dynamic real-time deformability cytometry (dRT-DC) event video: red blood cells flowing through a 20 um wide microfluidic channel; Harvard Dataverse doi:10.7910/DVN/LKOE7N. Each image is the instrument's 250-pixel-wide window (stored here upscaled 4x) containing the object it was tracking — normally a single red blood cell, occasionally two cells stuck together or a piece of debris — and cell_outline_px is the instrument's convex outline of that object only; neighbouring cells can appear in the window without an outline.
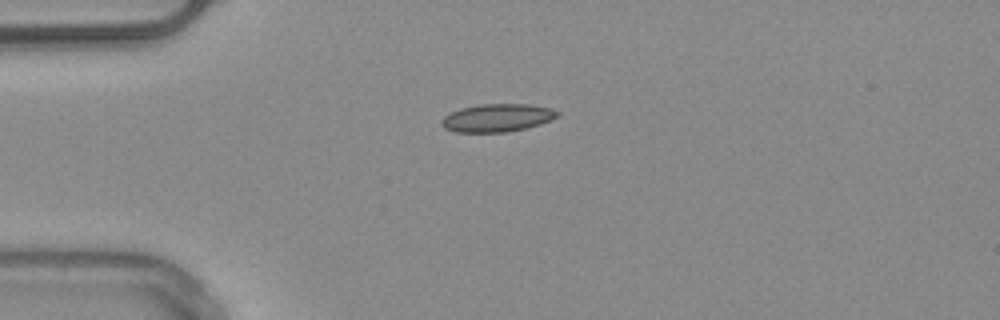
{"species": "common noctule bat (a hibernating species)", "species_latin": "Nyctalus noctula", "temperature_condition": "warm", "stored_images_in_passage": 1, "camera_frame_rate_fps": 3000, "um_per_image_px": 0.085, "animal": {"sex": "male", "body_mass_g": 20.4}, "frame": {"image": 1, "passage_image": 1, "time_ms": 0.0, "image_size_px": [1000, 320], "cell_outline_px": [[560, 116], [540, 124], [508, 132], [456, 132], [444, 128], [440, 124], [440, 120], [444, 116], [460, 108], [480, 104], [528, 104], [552, 108], [560, 112]], "centroid_in_image_um": [42.26, 10.01], "position_along_channel_um": 42.7, "area_um2": 18.96}}